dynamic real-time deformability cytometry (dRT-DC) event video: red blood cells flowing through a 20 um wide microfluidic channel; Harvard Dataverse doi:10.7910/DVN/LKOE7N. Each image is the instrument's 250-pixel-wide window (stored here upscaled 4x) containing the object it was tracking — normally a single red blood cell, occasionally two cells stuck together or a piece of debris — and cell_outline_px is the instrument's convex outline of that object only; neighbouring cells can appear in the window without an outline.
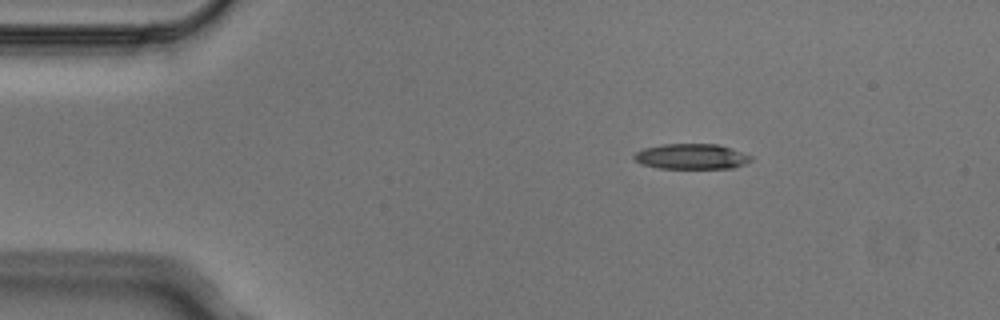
{"species": "Egyptian fruit bat (a non-hibernating species)", "species_latin": "Rousettus aegyptiacus", "temperature_condition": "cold", "stored_images_in_passage": 2, "camera_frame_rate_fps": 3000, "um_per_image_px": 0.085, "animal": {"sex": "male"}, "frame": {"image": 1, "passage_image": 1, "time_ms": 0.0, "image_size_px": [1000, 320], "cell_outline_px": [[752, 160], [744, 164], [732, 168], [660, 168], [640, 164], [632, 156], [636, 152], [644, 148], [660, 144], [716, 144], [732, 148], [752, 156]], "centroid_in_image_um": [58.76, 13.3], "position_along_channel_um": 26.2, "area_um2": 17.28}}
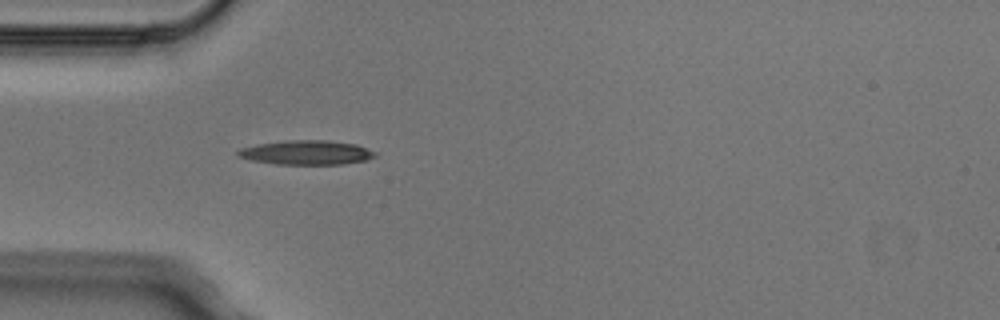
{"frame": {"image": 2, "passage_image": 2, "time_ms": 0.333, "image_size_px": [1000, 320], "cell_outline_px": [[376, 156], [368, 160], [344, 164], [276, 164], [252, 160], [236, 156], [236, 152], [240, 148], [260, 144], [288, 140], [328, 140], [356, 144], [376, 152]], "centroid_in_image_um": [26.07, 12.97], "position_along_channel_um": 58.9, "area_um2": 19.42}}